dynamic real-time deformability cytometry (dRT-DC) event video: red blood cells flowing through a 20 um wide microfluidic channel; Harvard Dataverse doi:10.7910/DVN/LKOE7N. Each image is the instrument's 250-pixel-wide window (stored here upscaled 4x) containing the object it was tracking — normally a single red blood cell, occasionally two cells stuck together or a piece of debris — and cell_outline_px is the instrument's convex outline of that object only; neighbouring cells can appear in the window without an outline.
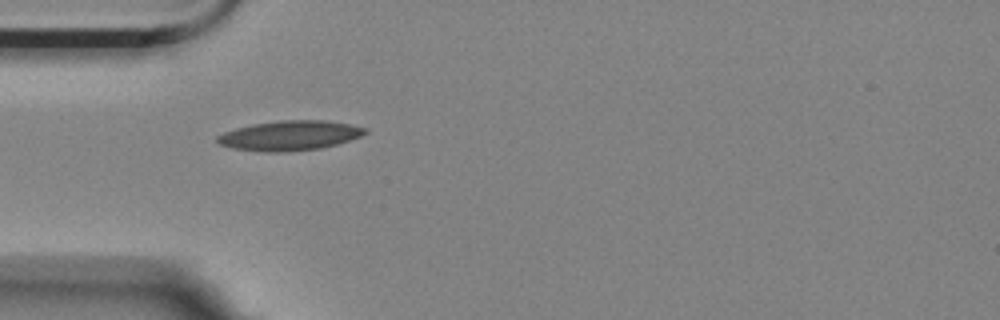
{"species": "Egyptian fruit bat (a non-hibernating species)", "species_latin": "Rousettus aegyptiacus", "temperature_condition": "room temperature", "stored_images_in_passage": 4, "camera_frame_rate_fps": 3000, "um_per_image_px": 0.085, "animal": {"sex": "female"}, "frame": {"image": 1, "passage_image": 1, "time_ms": 0.0, "image_size_px": [1000, 320], "cell_outline_px": [[368, 132], [360, 136], [336, 144], [320, 148], [288, 152], [264, 152], [232, 148], [220, 144], [216, 140], [216, 136], [224, 132], [236, 128], [252, 124], [280, 120], [328, 120], [368, 128]], "centroid_in_image_um": [24.61, 11.52], "position_along_channel_um": 60.4, "area_um2": 25.66}}
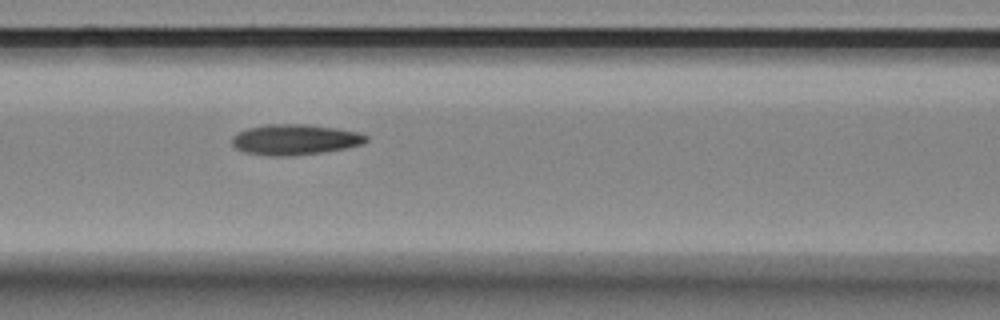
{"frame": {"image": 2, "passage_image": 3, "time_ms": 0.667, "image_size_px": [1000, 320], "cell_outline_px": [[368, 140], [364, 144], [348, 148], [320, 152], [288, 156], [272, 156], [244, 152], [236, 148], [232, 144], [232, 136], [248, 128], [268, 124], [308, 124], [336, 128], [360, 132], [368, 136]], "centroid_in_image_um": [25.11, 11.86], "position_along_channel_um": 141.5, "area_um2": 23.93}}
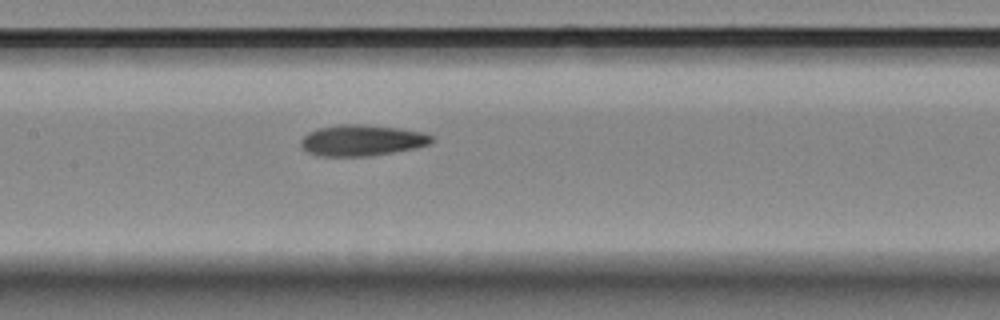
{"frame": {"image": 3, "passage_image": 4, "time_ms": 1.0, "image_size_px": [1000, 320], "cell_outline_px": [[432, 144], [416, 148], [372, 156], [320, 156], [308, 152], [300, 144], [300, 140], [308, 132], [316, 128], [340, 124], [364, 124], [396, 128], [424, 132], [432, 136]], "centroid_in_image_um": [30.76, 11.93], "position_along_channel_um": 176.6, "area_um2": 23.81}}